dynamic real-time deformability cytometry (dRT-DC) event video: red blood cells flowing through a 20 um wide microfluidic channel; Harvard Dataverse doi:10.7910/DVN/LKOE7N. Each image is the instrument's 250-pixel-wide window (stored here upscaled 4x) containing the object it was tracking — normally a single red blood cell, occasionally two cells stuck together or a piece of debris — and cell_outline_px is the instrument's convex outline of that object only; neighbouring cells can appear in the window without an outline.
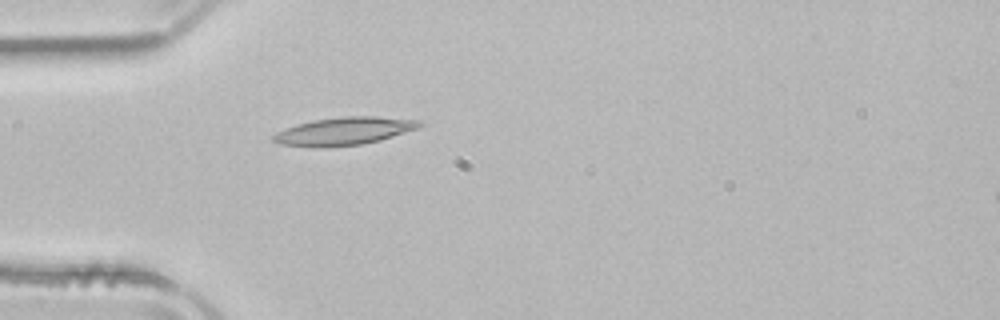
{"species": "common noctule bat (a hibernating species)", "species_latin": "Nyctalus noctula", "temperature_condition": "room temperature", "stored_images_in_passage": 1, "camera_frame_rate_fps": 3000, "um_per_image_px": 0.085, "animal": {"sex": "male", "body_mass_g": 21.5, "forearm_length_mm": 52.0}, "frame": {"image": 1, "passage_image": 1, "time_ms": 0.0, "image_size_px": [1000, 320], "cell_outline_px": [[424, 124], [420, 128], [380, 140], [360, 144], [324, 148], [308, 148], [280, 144], [272, 140], [272, 136], [276, 132], [284, 128], [296, 124], [312, 120], [340, 116], [376, 116], [424, 120]], "centroid_in_image_um": [29.25, 11.14], "position_along_channel_um": 55.8, "area_um2": 24.33}}